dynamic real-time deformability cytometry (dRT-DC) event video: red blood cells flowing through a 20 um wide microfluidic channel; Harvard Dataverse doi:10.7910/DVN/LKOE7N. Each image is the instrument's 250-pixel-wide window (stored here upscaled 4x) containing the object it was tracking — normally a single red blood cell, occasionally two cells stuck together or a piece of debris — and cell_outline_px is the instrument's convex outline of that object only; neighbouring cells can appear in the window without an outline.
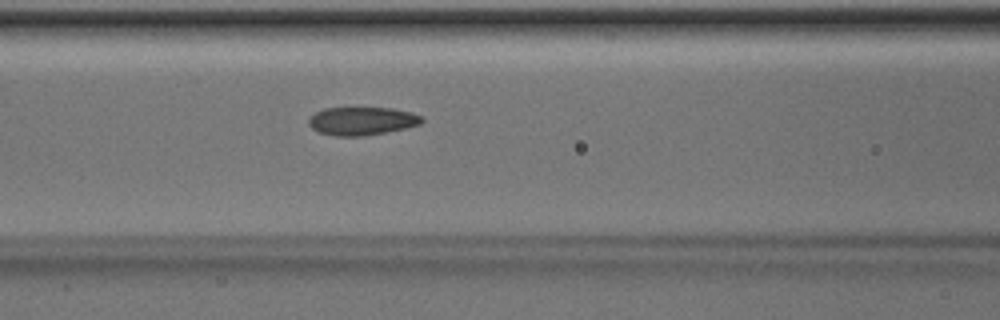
{"species": "Egyptian fruit bat (a non-hibernating species)", "species_latin": "Rousettus aegyptiacus", "temperature_condition": "room temperature", "stored_images_in_passage": 51, "camera_frame_rate_fps": 3000, "um_per_image_px": 0.085, "animal": {"sex": "male"}, "frame": {"image": 1, "passage_image": 22, "time_ms": 7.0, "image_size_px": [1000, 320], "cell_outline_px": [[424, 120], [420, 124], [404, 128], [364, 136], [332, 136], [320, 132], [312, 128], [308, 124], [308, 120], [316, 112], [324, 108], [392, 108], [412, 112], [420, 116]], "centroid_in_image_um": [30.75, 10.28], "position_along_channel_um": 135.9, "area_um2": 18.44}}
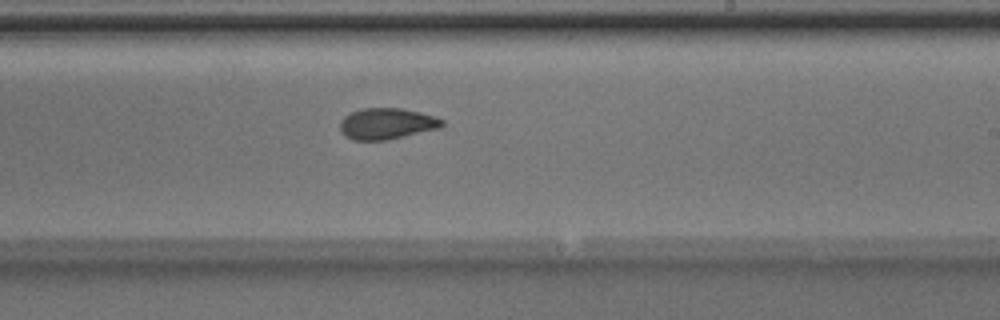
{"frame": {"image": 2, "passage_image": 31, "time_ms": 10.0, "image_size_px": [1000, 320], "cell_outline_px": [[444, 124], [440, 128], [388, 140], [352, 140], [344, 136], [340, 132], [340, 120], [344, 116], [360, 108], [404, 108], [436, 116], [444, 120]], "centroid_in_image_um": [32.87, 10.51], "position_along_channel_um": 256.1, "area_um2": 18.84}}
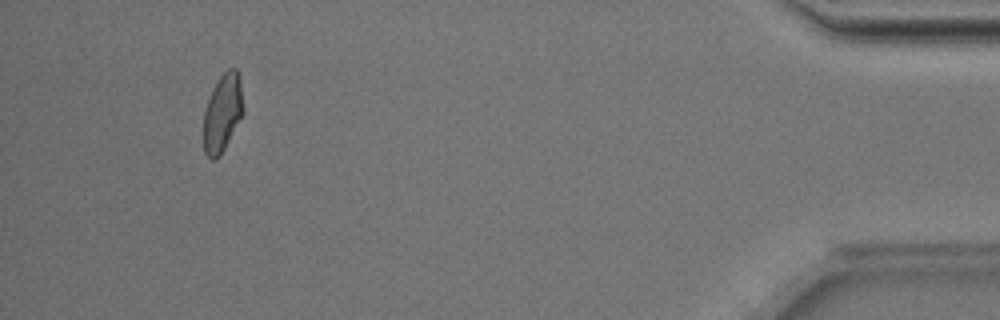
{"frame": {"image": 3, "passage_image": 48, "time_ms": 15.667, "image_size_px": [1000, 320], "cell_outline_px": [[244, 112], [220, 156], [216, 160], [212, 160], [204, 152], [204, 112], [208, 100], [220, 76], [228, 68], [236, 68], [240, 80], [244, 108]], "centroid_in_image_um": [18.93, 9.61], "position_along_channel_um": 416.3, "area_um2": 17.8}, "authors_computed_cell_mechanics": {"area_um2": 18.7272, "velocity_mm_per_s": 4.0244, "shape_relaxation_time_tau1_ms": null, "shape_relaxation_time_tau2_ms": 1.1781, "deformation_change_tau1": null, "deformation_change_tau2": 0.0671}}